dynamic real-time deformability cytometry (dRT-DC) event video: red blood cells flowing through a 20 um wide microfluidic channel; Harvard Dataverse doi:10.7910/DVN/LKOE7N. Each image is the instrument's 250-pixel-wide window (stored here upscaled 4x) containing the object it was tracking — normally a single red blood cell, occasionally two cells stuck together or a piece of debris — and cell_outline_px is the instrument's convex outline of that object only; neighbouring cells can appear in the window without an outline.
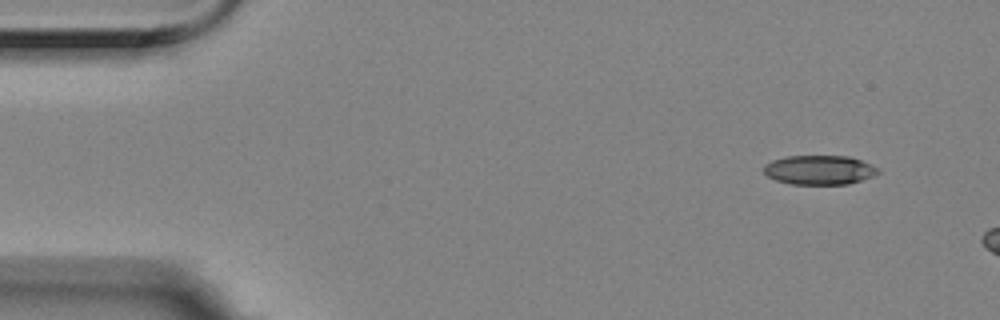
{"species": "Egyptian fruit bat (a non-hibernating species)", "species_latin": "Rousettus aegyptiacus", "temperature_condition": "room temperature", "stored_images_in_passage": 6, "segment_of_instrument_passage": [2, 2], "camera_frame_rate_fps": 3000, "um_per_image_px": 0.085, "animal": {"sex": "female"}, "frame": {"image": 1, "passage_image": 6, "time_ms": 1.667, "image_size_px": [1000, 320], "cell_outline_px": [[880, 172], [872, 176], [848, 184], [792, 184], [776, 180], [768, 176], [764, 172], [764, 164], [772, 160], [784, 156], [848, 156], [872, 164], [880, 168]], "centroid_in_image_um": [69.65, 14.44], "position_along_channel_um": 15.4, "area_um2": 19.54}}